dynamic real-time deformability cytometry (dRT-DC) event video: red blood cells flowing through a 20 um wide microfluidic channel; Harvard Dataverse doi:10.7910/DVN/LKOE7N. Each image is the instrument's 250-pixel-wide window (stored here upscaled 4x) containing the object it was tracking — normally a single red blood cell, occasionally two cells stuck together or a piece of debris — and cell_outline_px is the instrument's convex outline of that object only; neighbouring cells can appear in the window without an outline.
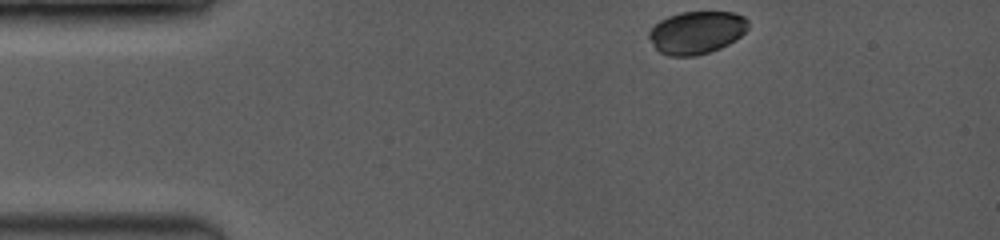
{"species": "common noctule bat (a hibernating species)", "species_latin": "Nyctalus noctula", "temperature_condition": "room temperature", "stored_images_in_passage": 9, "camera_frame_rate_fps": 3500, "um_per_image_px": 0.085, "animal": {"sex": "female", "body_mass_g": 19.0, "forearm_length_mm": 53.3}, "frame": {"image": 1, "passage_image": 1, "time_ms": 0.0, "image_size_px": [1000, 240], "cell_outline_px": [[748, 28], [736, 40], [720, 48], [696, 56], [668, 56], [660, 52], [652, 44], [648, 36], [648, 32], [660, 20], [668, 16], [680, 12], [732, 12], [744, 16], [748, 20]], "centroid_in_image_um": [59.21, 2.76], "position_along_channel_um": 25.8, "area_um2": 24.68}}
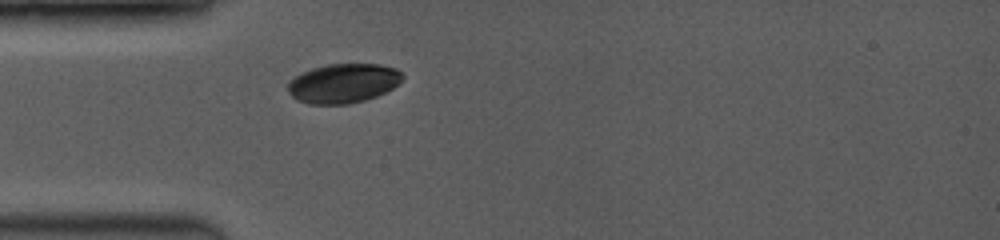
{"frame": {"image": 2, "passage_image": 7, "time_ms": 2.286, "image_size_px": [1000, 240], "cell_outline_px": [[404, 76], [392, 88], [376, 96], [364, 100], [348, 104], [308, 104], [296, 100], [288, 92], [288, 84], [296, 76], [312, 68], [328, 64], [380, 64], [396, 68]], "centroid_in_image_um": [29.16, 7.08], "position_along_channel_um": 55.8, "area_um2": 26.07}}
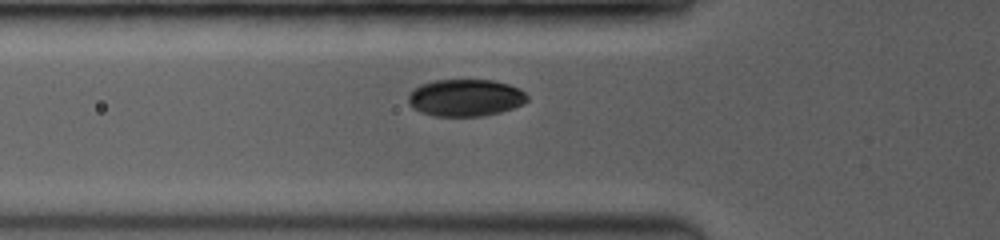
{"frame": {"image": 3, "passage_image": 9, "time_ms": 3.143, "image_size_px": [1000, 240], "cell_outline_px": [[528, 100], [524, 104], [500, 112], [484, 116], [432, 116], [420, 112], [412, 108], [408, 104], [408, 92], [412, 88], [420, 84], [432, 80], [492, 80], [508, 84], [524, 92], [528, 96]], "centroid_in_image_um": [39.5, 8.31], "position_along_channel_um": 86.3, "area_um2": 26.01}}